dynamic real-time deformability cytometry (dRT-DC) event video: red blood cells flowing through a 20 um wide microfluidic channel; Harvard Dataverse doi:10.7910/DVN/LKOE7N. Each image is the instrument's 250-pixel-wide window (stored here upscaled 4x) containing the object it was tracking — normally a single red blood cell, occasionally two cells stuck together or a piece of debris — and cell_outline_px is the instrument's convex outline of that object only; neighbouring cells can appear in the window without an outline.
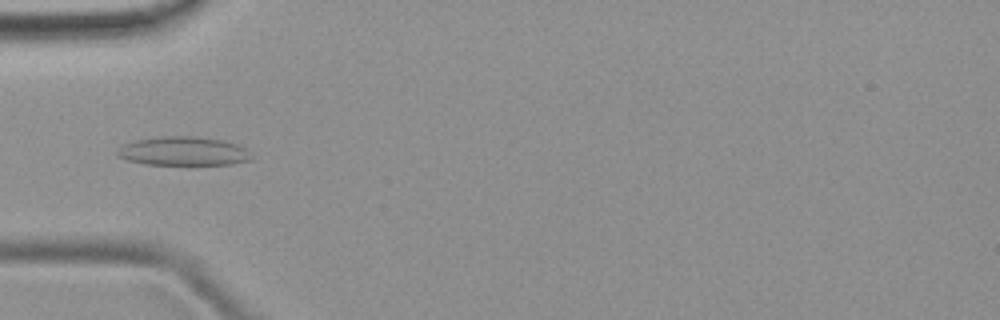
{"species": "common noctule bat (a hibernating species)", "species_latin": "Nyctalus noctula", "temperature_condition": "room temperature", "stored_images_in_passage": 49, "camera_frame_rate_fps": 3000, "um_per_image_px": 0.085, "animal": {"sex": "female", "body_mass_g": 19.9}, "frame": {"image": 1, "passage_image": 16, "time_ms": 5.0, "image_size_px": [1000, 320], "cell_outline_px": [[256, 156], [252, 160], [228, 164], [144, 164], [128, 160], [116, 156], [116, 152], [124, 144], [136, 140], [160, 136], [196, 136], [224, 140], [236, 144], [244, 148]], "centroid_in_image_um": [15.62, 12.84], "position_along_channel_um": 69.4, "area_um2": 22.6}}
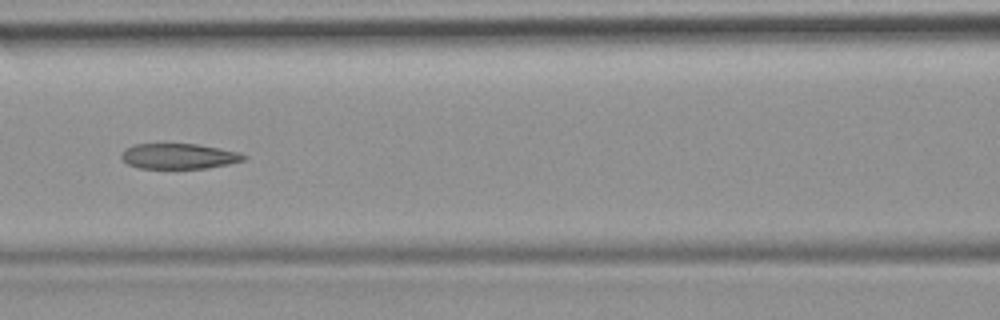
{"frame": {"image": 2, "passage_image": 22, "time_ms": 7.0, "image_size_px": [1000, 320], "cell_outline_px": [[248, 156], [244, 160], [228, 164], [208, 168], [140, 168], [128, 164], [120, 156], [124, 148], [132, 144], [196, 144], [240, 152]], "centroid_in_image_um": [15.19, 13.27], "position_along_channel_um": 151.4, "area_um2": 18.09}}
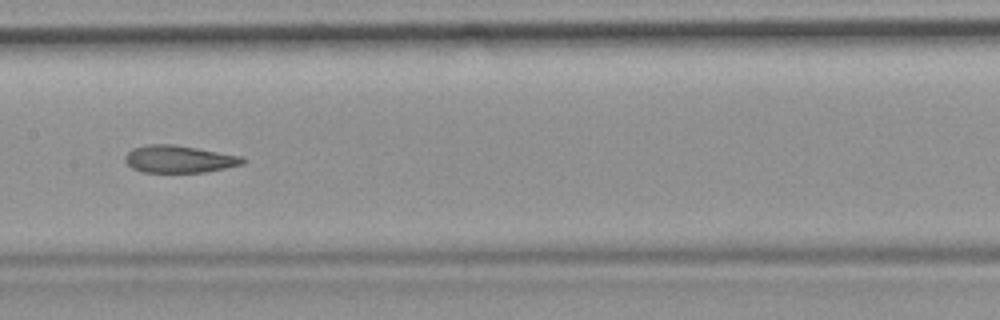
{"frame": {"image": 3, "passage_image": 25, "time_ms": 8.0, "image_size_px": [1000, 320], "cell_outline_px": [[248, 160], [244, 164], [204, 172], [144, 172], [132, 168], [124, 160], [124, 156], [132, 148], [148, 144], [172, 144], [244, 156]], "centroid_in_image_um": [15.24, 13.52], "position_along_channel_um": 192.2, "area_um2": 18.79}}